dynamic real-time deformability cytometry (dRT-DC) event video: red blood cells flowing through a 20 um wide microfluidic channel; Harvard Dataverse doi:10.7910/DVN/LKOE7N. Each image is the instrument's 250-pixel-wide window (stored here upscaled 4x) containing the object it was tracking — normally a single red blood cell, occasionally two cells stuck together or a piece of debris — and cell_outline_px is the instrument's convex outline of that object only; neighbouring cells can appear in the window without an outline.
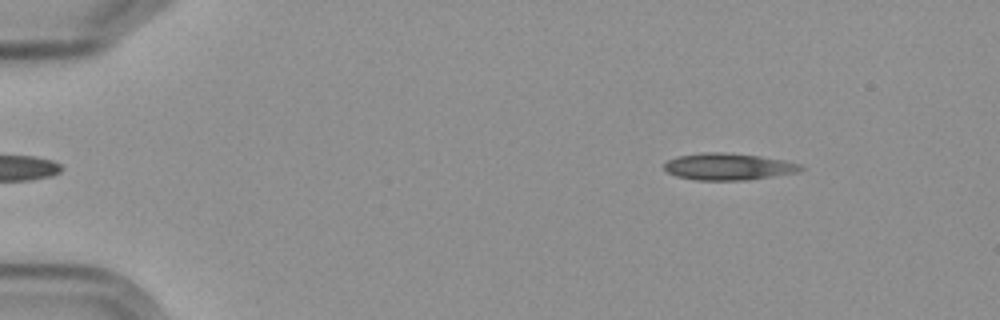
{"species": "Egyptian fruit bat (a non-hibernating species)", "species_latin": "Rousettus aegyptiacus", "temperature_condition": "cold", "stored_images_in_passage": 3, "camera_frame_rate_fps": 3000, "um_per_image_px": 0.085, "frame": {"image": 1, "passage_image": 1, "time_ms": 0.0, "image_size_px": [1000, 320], "cell_outline_px": [[804, 168], [800, 172], [744, 180], [696, 180], [676, 176], [668, 172], [664, 168], [664, 164], [668, 160], [676, 156], [704, 152], [724, 152], [756, 156], [784, 160], [800, 164]], "centroid_in_image_um": [61.89, 14.16], "position_along_channel_um": 23.1, "area_um2": 21.21}}